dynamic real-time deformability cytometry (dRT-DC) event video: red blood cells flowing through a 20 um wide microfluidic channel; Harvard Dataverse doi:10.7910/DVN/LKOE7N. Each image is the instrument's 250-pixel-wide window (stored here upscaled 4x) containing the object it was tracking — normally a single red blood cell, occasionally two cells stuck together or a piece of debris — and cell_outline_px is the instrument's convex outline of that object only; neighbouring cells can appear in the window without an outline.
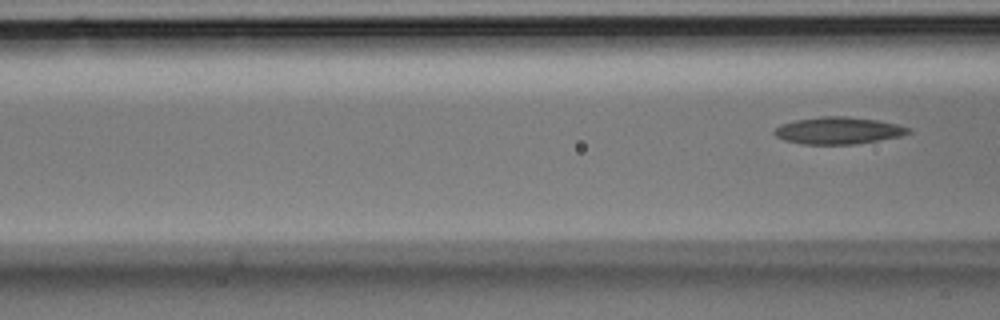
{"species": "Egyptian fruit bat (a non-hibernating species)", "species_latin": "Rousettus aegyptiacus", "temperature_condition": "room temperature", "stored_images_in_passage": 5, "segment_of_instrument_passage": [2, 2], "camera_frame_rate_fps": 3000, "um_per_image_px": 0.085, "animal": {"sex": "male"}, "frame": {"image": 1, "passage_image": 5, "time_ms": 1.333, "image_size_px": [1000, 320], "cell_outline_px": [[912, 132], [900, 136], [880, 140], [856, 144], [800, 144], [784, 140], [776, 136], [772, 132], [780, 124], [796, 120], [820, 116], [848, 116], [876, 120], [896, 124], [912, 128]], "centroid_in_image_um": [71.25, 11.1], "position_along_channel_um": 95.3, "area_um2": 21.21}}